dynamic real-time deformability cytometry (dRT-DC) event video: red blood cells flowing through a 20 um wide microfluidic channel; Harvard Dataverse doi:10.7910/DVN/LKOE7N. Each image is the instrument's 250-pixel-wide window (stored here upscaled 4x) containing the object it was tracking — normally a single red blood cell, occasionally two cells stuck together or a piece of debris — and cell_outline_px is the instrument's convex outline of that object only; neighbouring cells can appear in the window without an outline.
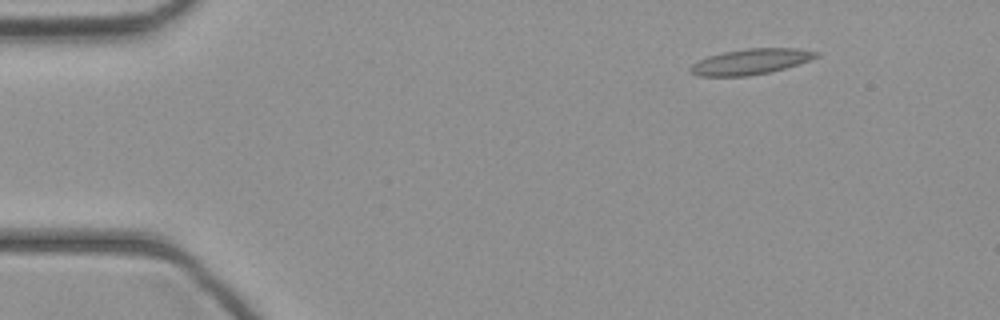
{"species": "common noctule bat (a hibernating species)", "species_latin": "Nyctalus noctula", "temperature_condition": "cold", "stored_images_in_passage": 39, "camera_frame_rate_fps": 3000, "um_per_image_px": 0.085, "animal": {"sex": "female", "body_mass_g": 21.9}, "frame": {"image": 1, "passage_image": 1, "time_ms": 0.0, "image_size_px": [1000, 320], "cell_outline_px": [[820, 56], [784, 68], [768, 72], [748, 76], [700, 76], [688, 72], [688, 68], [692, 64], [708, 56], [724, 52], [744, 48], [800, 48], [820, 52]], "centroid_in_image_um": [63.79, 5.23], "position_along_channel_um": 21.2, "area_um2": 18.73}}
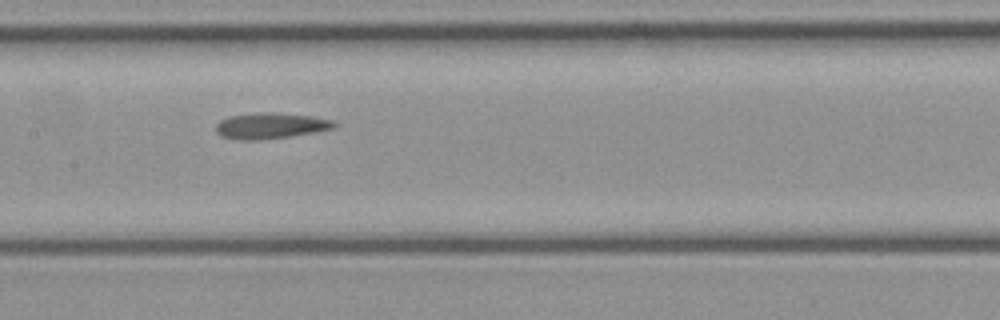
{"frame": {"image": 2, "passage_image": 17, "time_ms": 5.333, "image_size_px": [1000, 320], "cell_outline_px": [[336, 128], [316, 132], [260, 140], [236, 140], [220, 136], [216, 132], [216, 124], [220, 120], [228, 116], [264, 112], [308, 116], [332, 120], [336, 124]], "centroid_in_image_um": [22.94, 10.7], "position_along_channel_um": 184.5, "area_um2": 17.69}}
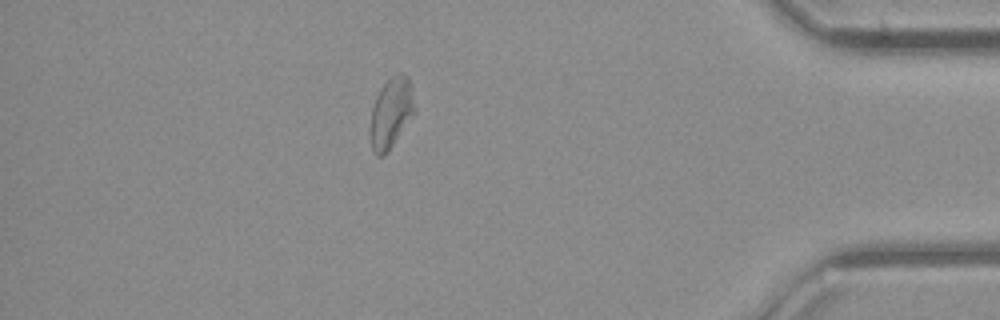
{"frame": {"image": 3, "passage_image": 34, "time_ms": 11.0, "image_size_px": [1000, 320], "cell_outline_px": [[416, 112], [388, 152], [384, 156], [376, 156], [372, 152], [368, 132], [372, 108], [376, 96], [380, 88], [392, 76], [400, 72], [404, 72], [408, 76], [416, 108]], "centroid_in_image_um": [33.22, 9.64], "position_along_channel_um": 402.0, "area_um2": 18.73}}